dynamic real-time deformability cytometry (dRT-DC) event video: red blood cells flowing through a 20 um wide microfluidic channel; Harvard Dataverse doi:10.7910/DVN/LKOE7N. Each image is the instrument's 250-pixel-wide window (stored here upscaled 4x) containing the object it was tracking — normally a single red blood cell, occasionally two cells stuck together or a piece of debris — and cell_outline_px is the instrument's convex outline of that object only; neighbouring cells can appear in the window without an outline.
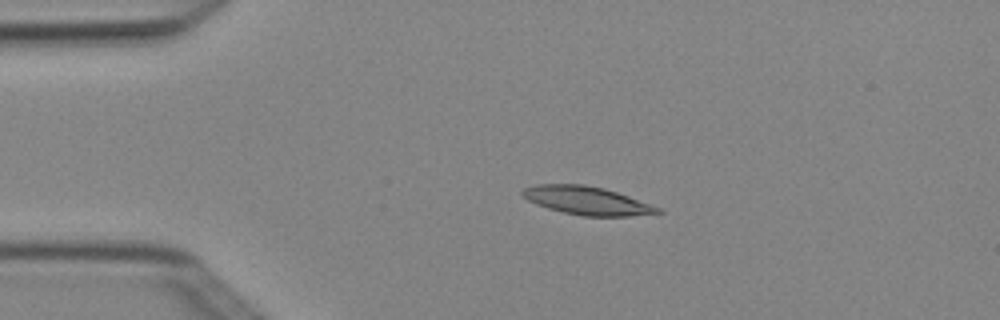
{"species": "Egyptian fruit bat (a non-hibernating species)", "species_latin": "Rousettus aegyptiacus", "temperature_condition": "cold", "stored_images_in_passage": 3, "camera_frame_rate_fps": 3000, "um_per_image_px": 0.085, "animal": {"sex": "female"}, "frame": {"image": 1, "passage_image": 2, "time_ms": 0.333, "image_size_px": [1000, 320], "cell_outline_px": [[664, 212], [628, 216], [584, 216], [564, 212], [548, 208], [536, 204], [528, 200], [520, 192], [524, 188], [536, 184], [584, 184], [604, 188], [628, 196], [660, 208]], "centroid_in_image_um": [49.86, 17.04], "position_along_channel_um": 35.1, "area_um2": 22.02}}